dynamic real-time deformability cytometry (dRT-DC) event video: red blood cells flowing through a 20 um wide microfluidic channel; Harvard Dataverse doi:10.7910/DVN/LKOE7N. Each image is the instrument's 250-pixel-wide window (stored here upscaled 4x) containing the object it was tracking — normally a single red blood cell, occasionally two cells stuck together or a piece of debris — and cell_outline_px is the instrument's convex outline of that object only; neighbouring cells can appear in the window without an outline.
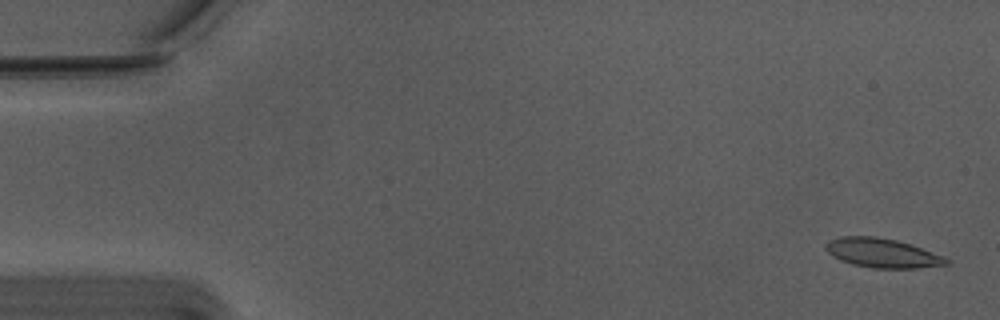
{"species": "Egyptian fruit bat (a non-hibernating species)", "species_latin": "Rousettus aegyptiacus", "temperature_condition": "warm", "stored_images_in_passage": 7, "camera_frame_rate_fps": 3000, "um_per_image_px": 0.085, "animal": {"sex": "male"}, "frame": {"image": 1, "passage_image": 2, "time_ms": 0.333, "image_size_px": [1000, 320], "cell_outline_px": [[952, 260], [948, 264], [916, 268], [872, 268], [852, 264], [840, 260], [832, 256], [824, 248], [824, 244], [828, 240], [840, 236], [876, 236], [896, 240], [912, 244], [944, 256]], "centroid_in_image_um": [74.98, 21.5], "position_along_channel_um": 10.0, "area_um2": 20.81}}